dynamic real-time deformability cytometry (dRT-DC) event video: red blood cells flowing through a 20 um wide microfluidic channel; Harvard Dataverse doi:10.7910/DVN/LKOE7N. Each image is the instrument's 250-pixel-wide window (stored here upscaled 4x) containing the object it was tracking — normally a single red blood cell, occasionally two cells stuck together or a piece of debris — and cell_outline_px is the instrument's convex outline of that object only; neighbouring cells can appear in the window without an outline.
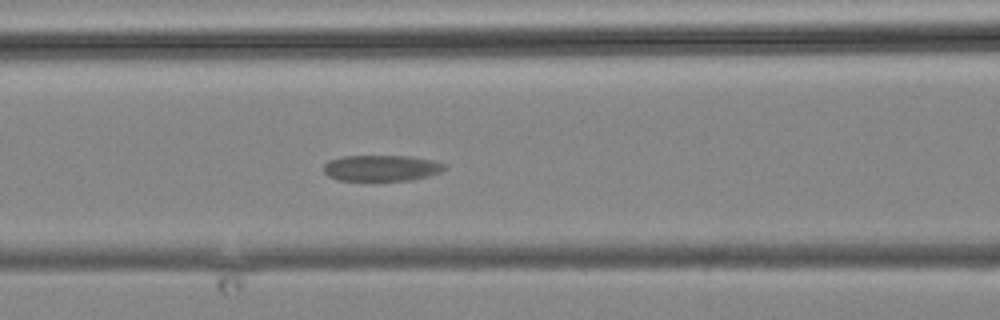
{"species": "common noctule bat (a hibernating species)", "species_latin": "Nyctalus noctula", "temperature_condition": "cold", "stored_images_in_passage": 5, "camera_frame_rate_fps": 3000, "um_per_image_px": 0.085, "animal": {"sex": "male", "body_mass_g": 19.2, "forearm_length_mm": 51.8}, "frame": {"image": 1, "passage_image": 5, "time_ms": 4.333, "image_size_px": [1000, 320], "cell_outline_px": [[448, 168], [440, 172], [428, 176], [412, 180], [336, 180], [328, 176], [324, 172], [324, 164], [328, 160], [344, 156], [408, 156], [432, 160], [448, 164]], "centroid_in_image_um": [32.44, 14.28], "position_along_channel_um": 134.2, "area_um2": 18.44}}